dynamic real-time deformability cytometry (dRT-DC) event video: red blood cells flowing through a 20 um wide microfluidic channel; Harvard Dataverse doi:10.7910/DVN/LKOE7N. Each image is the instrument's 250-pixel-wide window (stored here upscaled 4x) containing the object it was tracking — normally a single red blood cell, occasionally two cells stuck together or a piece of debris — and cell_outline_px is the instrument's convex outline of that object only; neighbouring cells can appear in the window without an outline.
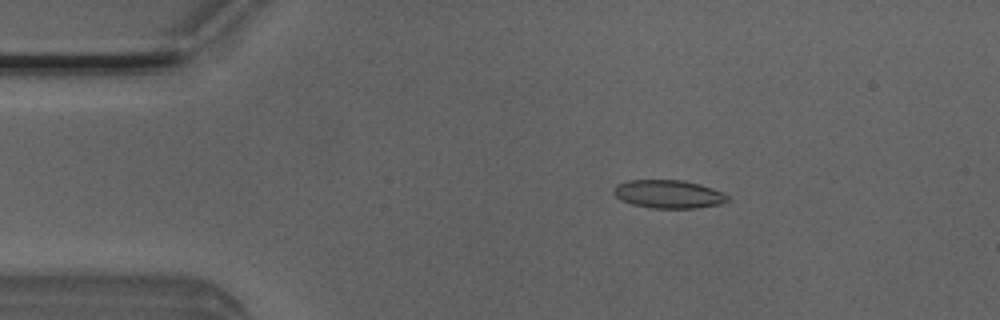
{"species": "Egyptian fruit bat (a non-hibernating species)", "species_latin": "Rousettus aegyptiacus", "temperature_condition": "room temperature", "stored_images_in_passage": 45, "camera_frame_rate_fps": 3000, "um_per_image_px": 0.085, "animal": {"sex": "male"}, "frame": {"image": 1, "passage_image": 3, "time_ms": 0.667, "image_size_px": [1000, 320], "cell_outline_px": [[728, 200], [720, 204], [696, 208], [652, 208], [632, 204], [620, 200], [612, 192], [612, 188], [616, 184], [628, 180], [684, 180], [700, 184], [724, 192], [728, 196]], "centroid_in_image_um": [56.8, 16.49], "position_along_channel_um": 28.2, "area_um2": 18.9}}
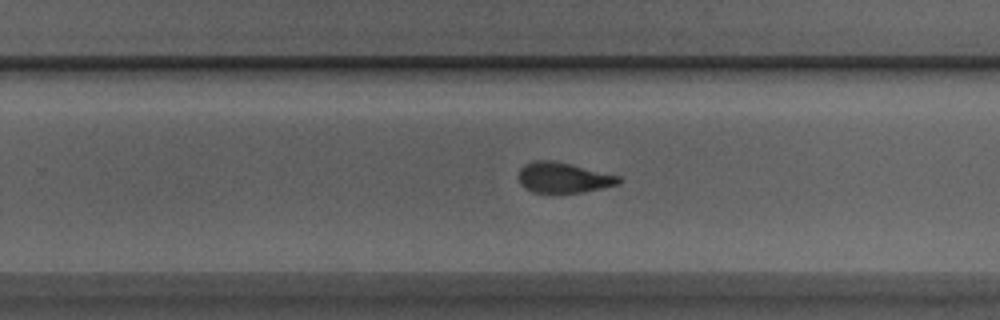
{"frame": {"image": 2, "passage_image": 26, "time_ms": 8.333, "image_size_px": [1000, 320], "cell_outline_px": [[624, 180], [620, 184], [584, 192], [560, 196], [556, 196], [532, 192], [524, 188], [520, 184], [516, 176], [520, 168], [524, 164], [532, 160], [552, 160], [620, 176]], "centroid_in_image_um": [47.83, 15.15], "position_along_channel_um": 282.0, "area_um2": 18.73}}
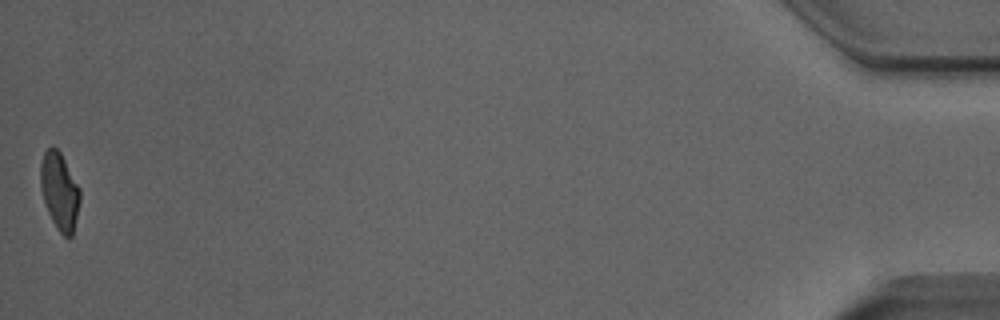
{"frame": {"image": 3, "passage_image": 45, "time_ms": 14.667, "image_size_px": [1000, 320], "cell_outline_px": [[80, 200], [72, 236], [64, 236], [60, 232], [52, 220], [48, 212], [40, 188], [40, 164], [44, 152], [52, 144], [60, 152], [80, 188]], "centroid_in_image_um": [5.05, 16.21], "position_along_channel_um": 430.2, "area_um2": 17.63}, "authors_computed_cell_mechanics": {"area_um2": 18.496, "velocity_mm_per_s": 3.9945, "shape_relaxation_time_tau1_ms": 4.8984, "shape_relaxation_time_tau2_ms": 1.2391, "deformation_change_tau1": 0.1817, "deformation_change_tau2": 0.0825}}